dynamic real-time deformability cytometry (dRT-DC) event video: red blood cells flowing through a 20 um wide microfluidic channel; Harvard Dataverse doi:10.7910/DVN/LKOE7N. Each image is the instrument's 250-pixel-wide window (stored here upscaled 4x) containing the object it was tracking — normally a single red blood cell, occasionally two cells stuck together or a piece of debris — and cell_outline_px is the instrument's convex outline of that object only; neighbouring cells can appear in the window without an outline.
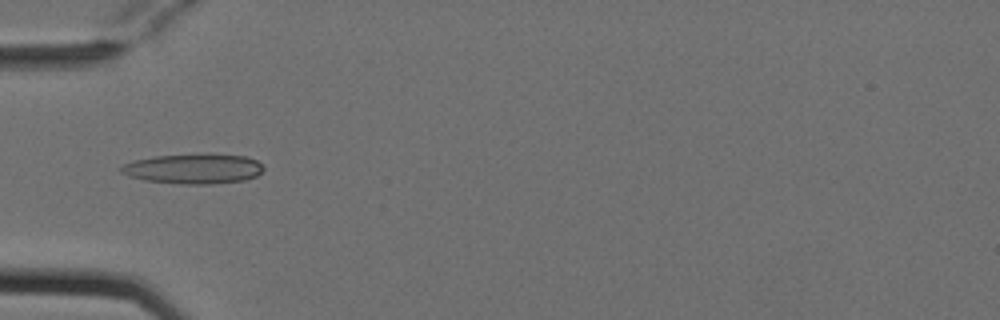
{"species": "Egyptian fruit bat (a non-hibernating species)", "species_latin": "Rousettus aegyptiacus", "temperature_condition": "cold", "stored_images_in_passage": 7, "camera_frame_rate_fps": 3000, "um_per_image_px": 0.085, "animal": {"sex": "female"}, "frame": {"image": 1, "passage_image": 4, "time_ms": 1.0, "image_size_px": [1000, 320], "cell_outline_px": [[264, 168], [256, 176], [244, 180], [208, 184], [184, 184], [144, 180], [128, 176], [120, 172], [116, 168], [124, 164], [136, 160], [156, 156], [244, 156], [256, 160]], "centroid_in_image_um": [16.38, 14.38], "position_along_channel_um": 68.6, "area_um2": 23.93}}
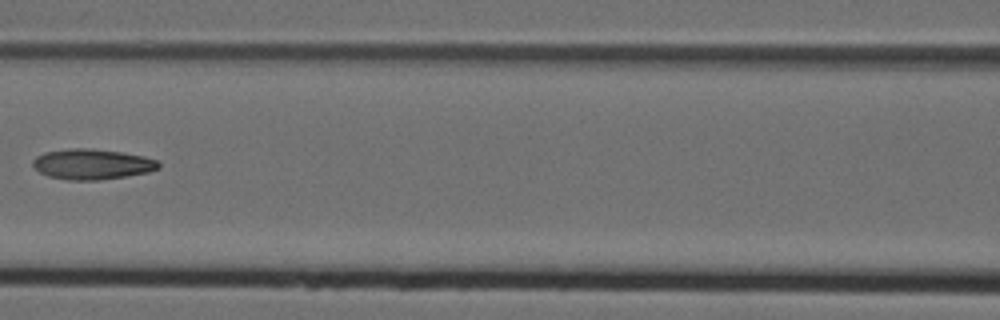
{"frame": {"image": 2, "passage_image": 6, "time_ms": 1.667, "image_size_px": [1000, 320], "cell_outline_px": [[160, 168], [148, 172], [100, 180], [68, 180], [48, 176], [40, 172], [32, 164], [32, 160], [36, 156], [44, 152], [72, 148], [92, 148], [124, 152], [144, 156], [156, 160], [160, 164]], "centroid_in_image_um": [7.83, 13.94], "position_along_channel_um": 158.8, "area_um2": 22.37}}
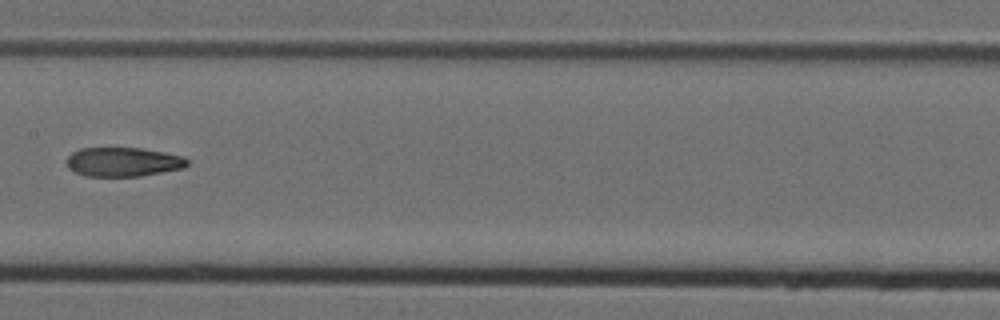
{"frame": {"image": 3, "passage_image": 7, "time_ms": 2.0, "image_size_px": [1000, 320], "cell_outline_px": [[188, 164], [184, 168], [140, 176], [84, 176], [68, 168], [64, 160], [72, 152], [80, 148], [144, 148], [184, 156], [188, 160]], "centroid_in_image_um": [10.45, 13.76], "position_along_channel_um": 196.9, "area_um2": 20.69}}